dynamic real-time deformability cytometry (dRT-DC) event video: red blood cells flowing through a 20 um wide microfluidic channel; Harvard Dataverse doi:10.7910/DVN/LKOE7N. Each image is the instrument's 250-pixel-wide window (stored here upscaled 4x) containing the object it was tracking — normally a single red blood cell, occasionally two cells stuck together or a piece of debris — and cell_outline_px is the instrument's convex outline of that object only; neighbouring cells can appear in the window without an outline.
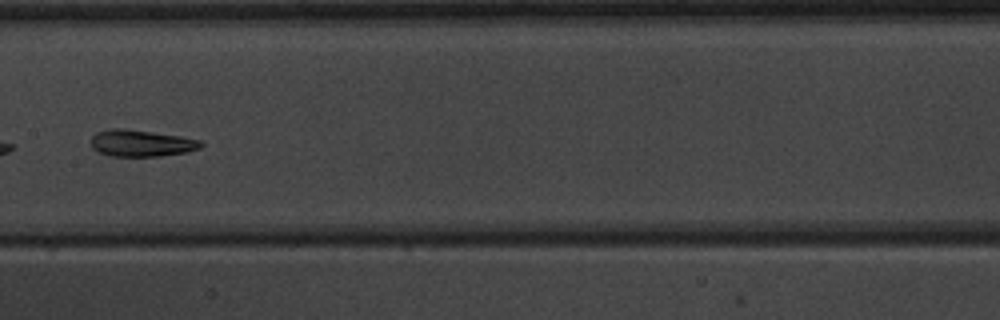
{"species": "common noctule bat (a hibernating species)", "species_latin": "Nyctalus noctula", "temperature_condition": "warm", "stored_images_in_passage": 9, "camera_frame_rate_fps": 3000, "um_per_image_px": 0.085, "animal": {"sex": "male", "body_mass_g": 20.1, "forearm_length_mm": 53.5}, "frame": {"image": 1, "passage_image": 8, "time_ms": 9.0, "image_size_px": [1000, 320], "cell_outline_px": [[204, 144], [200, 148], [188, 152], [160, 156], [112, 156], [100, 152], [92, 148], [92, 136], [96, 132], [112, 128], [124, 128], [180, 136], [200, 140]], "centroid_in_image_um": [12.02, 12.17], "position_along_channel_um": 195.4, "area_um2": 17.05}}
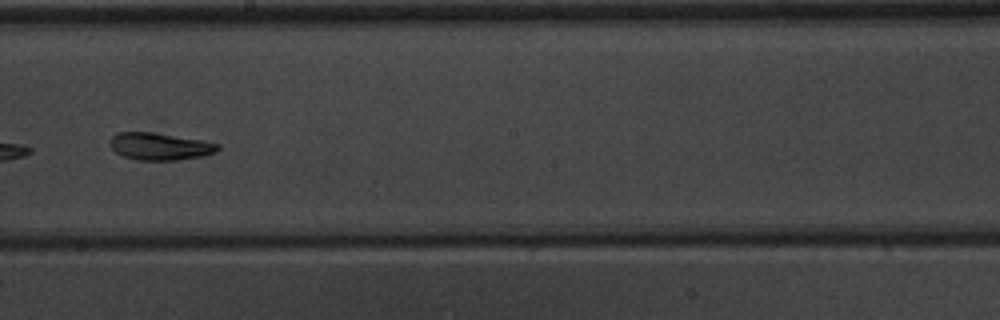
{"frame": {"image": 2, "passage_image": 9, "time_ms": 10.0, "image_size_px": [1000, 320], "cell_outline_px": [[220, 148], [216, 152], [204, 156], [176, 160], [140, 160], [124, 156], [116, 152], [108, 144], [108, 140], [116, 132], [152, 132], [204, 140], [220, 144]], "centroid_in_image_um": [13.59, 12.43], "position_along_channel_um": 234.6, "area_um2": 17.28}}